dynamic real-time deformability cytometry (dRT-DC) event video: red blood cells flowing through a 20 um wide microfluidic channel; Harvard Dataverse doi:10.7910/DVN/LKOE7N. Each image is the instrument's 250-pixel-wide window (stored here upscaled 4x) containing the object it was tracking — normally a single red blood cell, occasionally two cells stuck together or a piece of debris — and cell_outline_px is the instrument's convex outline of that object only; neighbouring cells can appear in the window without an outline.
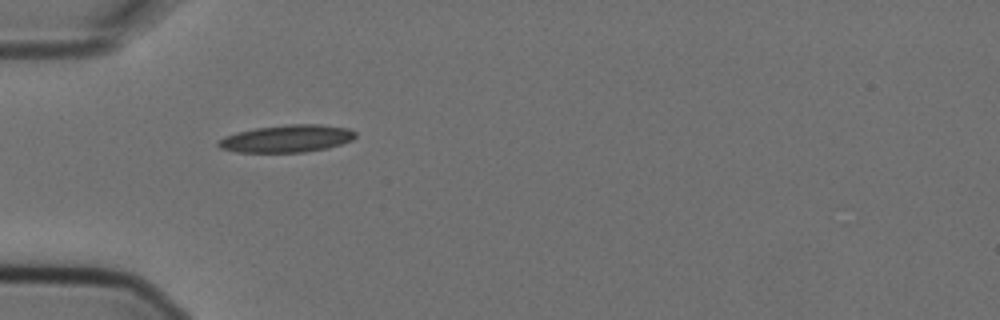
{"species": "Egyptian fruit bat (a non-hibernating species)", "species_latin": "Rousettus aegyptiacus", "temperature_condition": "cold", "stored_images_in_passage": 3, "camera_frame_rate_fps": 3000, "um_per_image_px": 0.085, "animal": {"sex": "female"}, "frame": {"image": 1, "passage_image": 2, "time_ms": 0.333, "image_size_px": [1000, 320], "cell_outline_px": [[356, 136], [352, 140], [328, 148], [304, 152], [236, 152], [220, 148], [216, 144], [216, 140], [224, 136], [236, 132], [256, 128], [288, 124], [320, 124], [348, 128], [356, 132]], "centroid_in_image_um": [24.35, 11.78], "position_along_channel_um": 60.6, "area_um2": 22.02}}
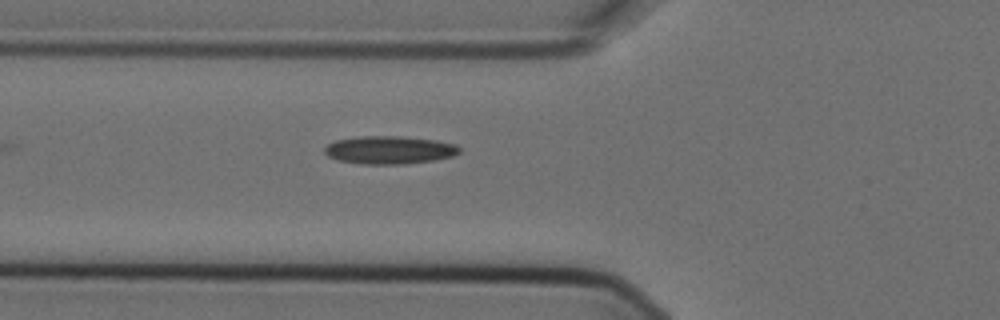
{"frame": {"image": 2, "passage_image": 3, "time_ms": 0.667, "image_size_px": [1000, 320], "cell_outline_px": [[460, 152], [452, 156], [432, 160], [404, 164], [364, 164], [336, 160], [328, 156], [324, 152], [324, 148], [328, 144], [336, 140], [360, 136], [400, 136], [436, 140], [456, 144], [460, 148]], "centroid_in_image_um": [33.08, 12.74], "position_along_channel_um": 92.7, "area_um2": 21.96}}